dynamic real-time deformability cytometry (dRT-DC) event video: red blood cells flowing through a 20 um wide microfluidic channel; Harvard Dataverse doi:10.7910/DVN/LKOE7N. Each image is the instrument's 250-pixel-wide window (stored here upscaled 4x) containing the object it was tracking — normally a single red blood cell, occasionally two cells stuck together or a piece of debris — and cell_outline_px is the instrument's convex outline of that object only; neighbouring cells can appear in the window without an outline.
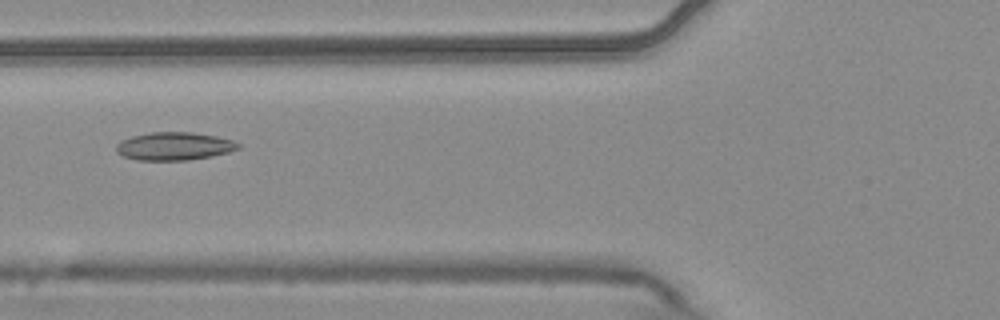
{"species": "common noctule bat (a hibernating species)", "species_latin": "Nyctalus noctula", "temperature_condition": "warm", "stored_images_in_passage": 7, "camera_frame_rate_fps": 3000, "um_per_image_px": 0.085, "animal": {"sex": "male", "body_mass_g": 20.4}, "frame": {"image": 1, "passage_image": 6, "time_ms": 1.667, "image_size_px": [1000, 320], "cell_outline_px": [[240, 148], [228, 152], [212, 156], [188, 160], [136, 160], [124, 156], [116, 152], [116, 144], [120, 140], [132, 136], [152, 132], [192, 132], [216, 136], [232, 140], [240, 144]], "centroid_in_image_um": [14.79, 12.42], "position_along_channel_um": 111.0, "area_um2": 19.94}}
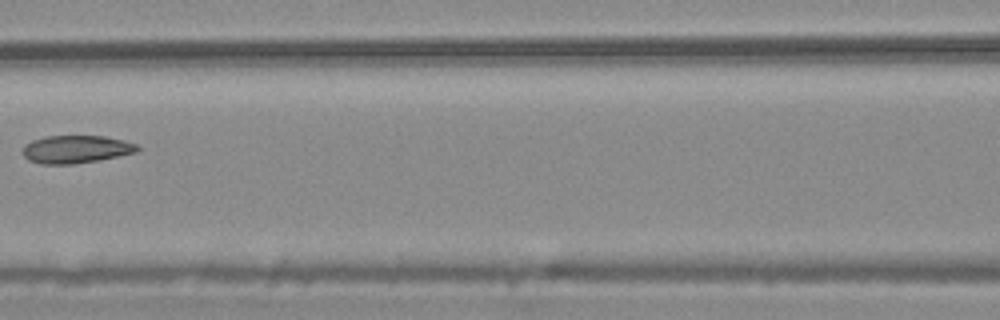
{"frame": {"image": 2, "passage_image": 7, "time_ms": 2.0, "image_size_px": [1000, 320], "cell_outline_px": [[140, 148], [136, 152], [120, 156], [100, 160], [72, 164], [40, 164], [28, 160], [20, 152], [24, 144], [32, 140], [44, 136], [104, 136], [124, 140], [136, 144]], "centroid_in_image_um": [6.42, 12.69], "position_along_channel_um": 160.2, "area_um2": 18.84}}